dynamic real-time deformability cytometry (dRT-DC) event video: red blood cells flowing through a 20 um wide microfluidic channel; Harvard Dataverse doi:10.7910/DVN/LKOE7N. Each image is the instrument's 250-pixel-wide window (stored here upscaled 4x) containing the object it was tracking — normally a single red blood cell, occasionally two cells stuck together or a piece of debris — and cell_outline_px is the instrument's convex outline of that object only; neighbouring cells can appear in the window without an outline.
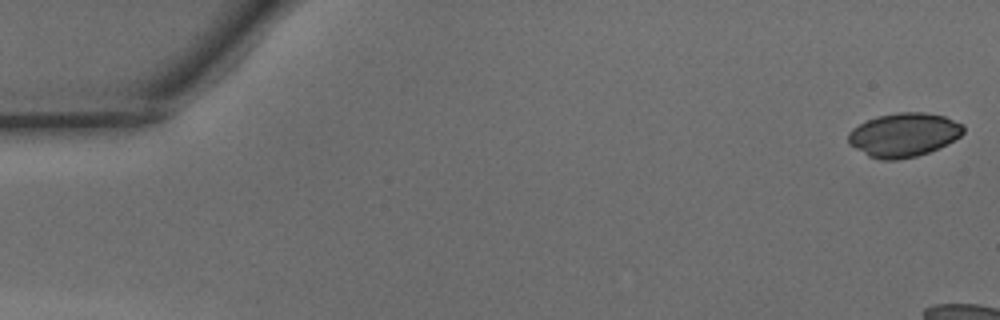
{"species": "common noctule bat (a hibernating species)", "species_latin": "Nyctalus noctula", "temperature_condition": "warm", "stored_images_in_passage": 10, "camera_frame_rate_fps": 3000, "um_per_image_px": 0.085, "animal": {"sex": "male", "body_mass_g": 15.6}, "frame": {"image": 1, "passage_image": 1, "time_ms": 0.0, "image_size_px": [1000, 320], "cell_outline_px": [[964, 132], [960, 136], [928, 152], [916, 156], [896, 160], [880, 160], [868, 156], [848, 144], [848, 132], [852, 128], [876, 116], [900, 112], [924, 112], [944, 116], [964, 124]], "centroid_in_image_um": [76.79, 11.46], "position_along_channel_um": 8.2, "area_um2": 29.3}}